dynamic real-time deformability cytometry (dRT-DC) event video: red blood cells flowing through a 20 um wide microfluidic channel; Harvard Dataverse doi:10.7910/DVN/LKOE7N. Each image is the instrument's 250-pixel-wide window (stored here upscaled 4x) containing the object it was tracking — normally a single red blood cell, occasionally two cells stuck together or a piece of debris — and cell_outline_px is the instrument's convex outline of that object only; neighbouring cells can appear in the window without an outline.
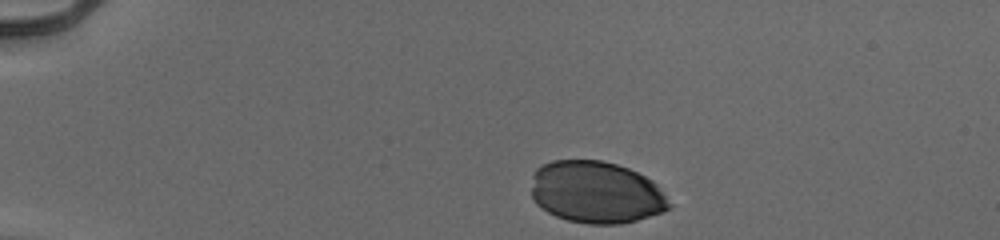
{"species": "human", "species_latin": "Homo sapiens", "temperature_condition": "cold", "stored_images_in_passage": 34, "camera_frame_rate_fps": 3000, "um_per_image_px": 0.085, "donor": {"sex": "male"}, "frame": {"image": 1, "passage_image": 1, "time_ms": 0.0, "image_size_px": [1000, 240], "cell_outline_px": [[672, 208], [636, 220], [620, 224], [588, 224], [568, 220], [556, 216], [548, 212], [536, 204], [532, 196], [532, 176], [536, 168], [552, 160], [600, 160], [616, 164], [628, 168], [652, 180], [656, 184], [672, 204]], "centroid_in_image_um": [50.66, 16.34], "position_along_channel_um": 34.3, "area_um2": 49.88}}
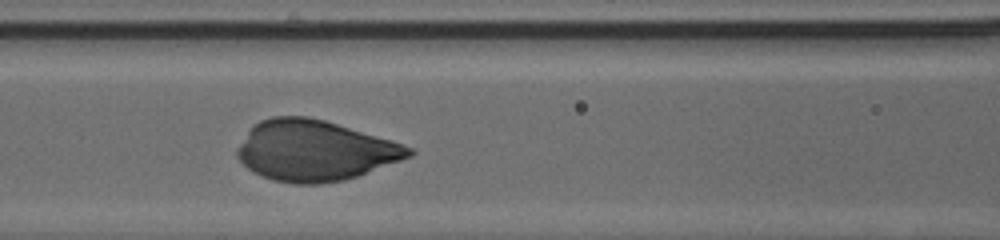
{"frame": {"image": 2, "passage_image": 15, "time_ms": 4.667, "image_size_px": [1000, 240], "cell_outline_px": [[416, 152], [412, 156], [356, 176], [344, 180], [320, 184], [292, 184], [272, 180], [252, 172], [236, 156], [236, 148], [252, 124], [260, 120], [272, 116], [308, 116], [324, 120], [392, 140], [412, 148]], "centroid_in_image_um": [26.71, 12.8], "position_along_channel_um": 139.9, "area_um2": 60.69}}
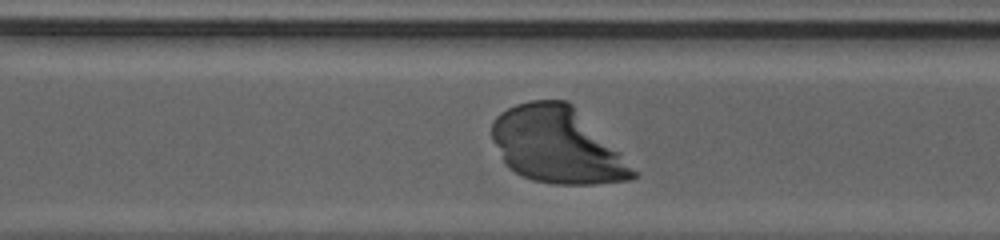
{"frame": {"image": 3, "passage_image": 29, "time_ms": 9.333, "image_size_px": [1000, 240], "cell_outline_px": [[636, 176], [632, 180], [596, 184], [552, 184], [532, 180], [508, 168], [504, 164], [492, 140], [492, 124], [496, 116], [500, 112], [516, 104], [528, 100], [568, 100], [620, 152], [636, 172]], "centroid_in_image_um": [47.33, 12.35], "position_along_channel_um": 323.3, "area_um2": 62.37}}